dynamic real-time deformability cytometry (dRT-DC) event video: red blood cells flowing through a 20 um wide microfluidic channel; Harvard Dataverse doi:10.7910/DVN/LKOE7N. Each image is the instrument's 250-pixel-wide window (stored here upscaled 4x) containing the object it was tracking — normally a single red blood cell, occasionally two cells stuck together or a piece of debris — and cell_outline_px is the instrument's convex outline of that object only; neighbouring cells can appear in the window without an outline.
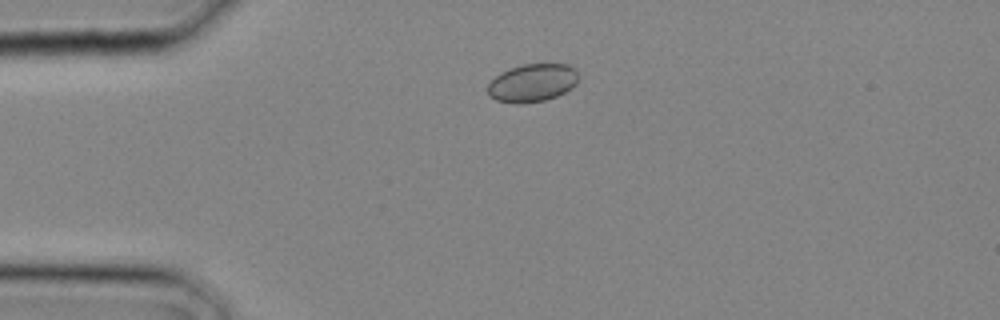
{"species": "common noctule bat (a hibernating species)", "species_latin": "Nyctalus noctula", "temperature_condition": "cold", "stored_images_in_passage": 20, "camera_frame_rate_fps": 3000, "um_per_image_px": 0.085, "animal": {"sex": "male", "body_mass_g": 20.4}, "frame": {"image": 1, "passage_image": 1, "time_ms": 0.0, "image_size_px": [1000, 320], "cell_outline_px": [[580, 76], [576, 84], [572, 88], [556, 96], [544, 100], [520, 104], [516, 104], [496, 100], [488, 96], [488, 84], [500, 72], [524, 64], [568, 64], [576, 68]], "centroid_in_image_um": [45.28, 7.04], "position_along_channel_um": 39.7, "area_um2": 20.23}}
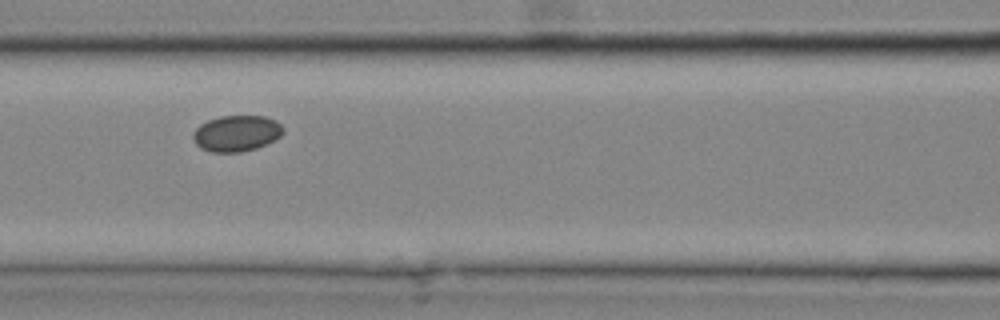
{"frame": {"image": 2, "passage_image": 7, "time_ms": 2.0, "image_size_px": [1000, 320], "cell_outline_px": [[284, 132], [280, 136], [256, 148], [240, 152], [212, 152], [200, 148], [192, 140], [192, 132], [200, 124], [208, 120], [220, 116], [264, 116], [276, 120], [284, 128]], "centroid_in_image_um": [20.07, 11.33], "position_along_channel_um": 146.5, "area_um2": 18.96}}
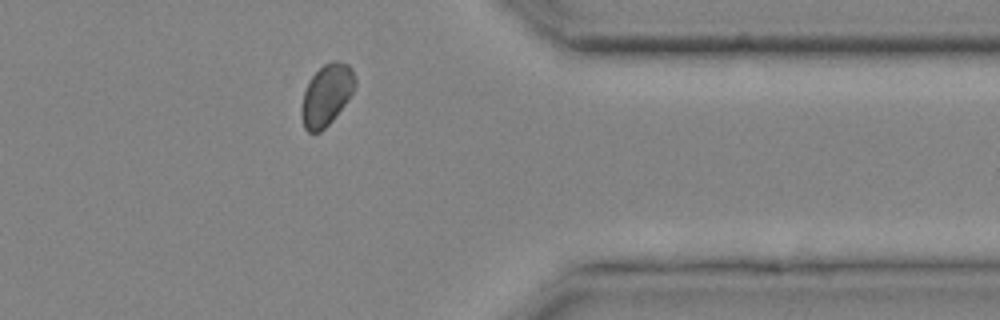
{"frame": {"image": 3, "passage_image": 18, "time_ms": 5.667, "image_size_px": [1000, 320], "cell_outline_px": [[356, 84], [348, 100], [332, 120], [320, 132], [308, 132], [304, 128], [300, 112], [300, 108], [304, 92], [308, 80], [324, 64], [332, 60], [336, 60], [348, 64], [352, 68], [356, 80]], "centroid_in_image_um": [27.75, 8.05], "position_along_channel_um": 383.7, "area_um2": 19.19}}